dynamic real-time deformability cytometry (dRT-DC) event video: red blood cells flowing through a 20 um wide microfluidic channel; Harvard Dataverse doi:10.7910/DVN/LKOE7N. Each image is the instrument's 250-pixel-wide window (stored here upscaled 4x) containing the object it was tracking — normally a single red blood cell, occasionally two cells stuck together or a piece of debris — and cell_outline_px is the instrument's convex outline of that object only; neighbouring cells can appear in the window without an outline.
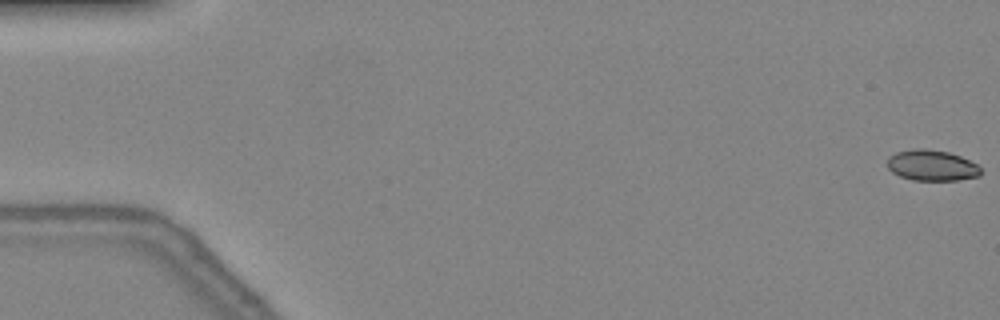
{"species": "common noctule bat (a hibernating species)", "species_latin": "Nyctalus noctula", "temperature_condition": "warm", "stored_images_in_passage": 218, "camera_frame_rate_fps": 3000, "um_per_image_px": 0.085, "animal": {"sex": "female", "body_mass_g": 24.6, "forearm_length_mm": 56.2}, "frame": {"image": 1, "passage_image": 1, "time_ms": 0.0, "image_size_px": [1000, 320], "cell_outline_px": [[980, 176], [956, 180], [912, 180], [900, 176], [892, 172], [888, 168], [888, 156], [896, 152], [912, 148], [924, 148], [948, 152], [960, 156], [976, 164], [980, 168]], "centroid_in_image_um": [79.17, 14.05], "position_along_channel_um": 5.8, "area_um2": 16.76}}
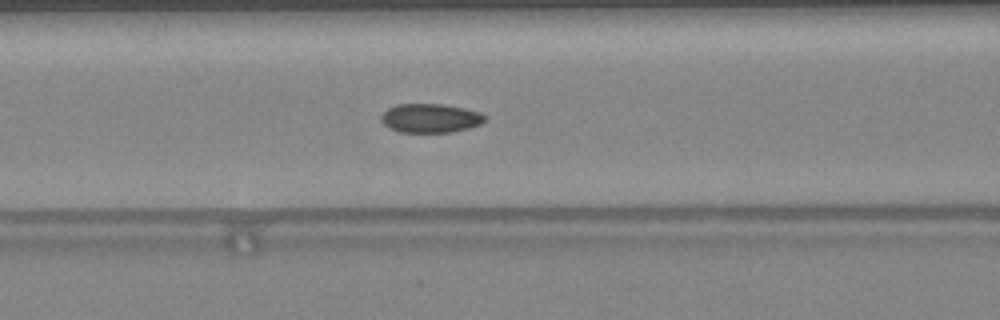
{"frame": {"image": 2, "passage_image": 21, "time_ms": 6.667, "image_size_px": [1000, 320], "cell_outline_px": [[488, 116], [480, 124], [468, 128], [452, 132], [400, 132], [388, 128], [380, 120], [380, 116], [388, 108], [396, 104], [440, 104], [464, 108], [480, 112]], "centroid_in_image_um": [36.56, 10.04], "position_along_channel_um": 130.0, "area_um2": 17.57}}
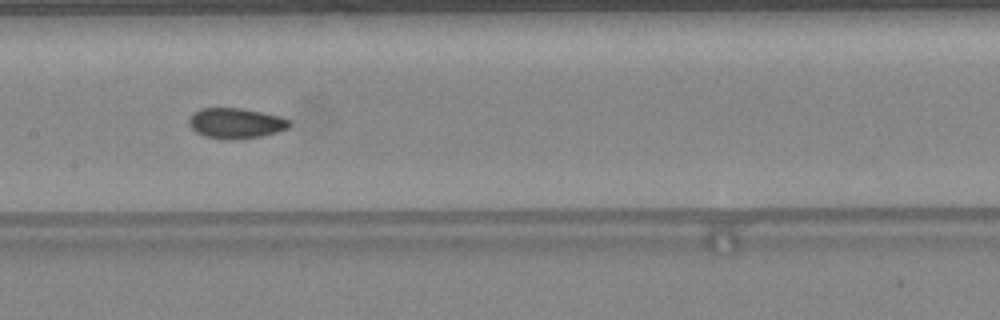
{"frame": {"image": 3, "passage_image": 25, "time_ms": 8.0, "image_size_px": [1000, 320], "cell_outline_px": [[292, 124], [288, 128], [276, 132], [260, 136], [204, 136], [196, 132], [188, 124], [188, 120], [192, 112], [200, 108], [240, 108], [280, 116], [288, 120]], "centroid_in_image_um": [20.02, 10.41], "position_along_channel_um": 187.4, "area_um2": 16.94}}